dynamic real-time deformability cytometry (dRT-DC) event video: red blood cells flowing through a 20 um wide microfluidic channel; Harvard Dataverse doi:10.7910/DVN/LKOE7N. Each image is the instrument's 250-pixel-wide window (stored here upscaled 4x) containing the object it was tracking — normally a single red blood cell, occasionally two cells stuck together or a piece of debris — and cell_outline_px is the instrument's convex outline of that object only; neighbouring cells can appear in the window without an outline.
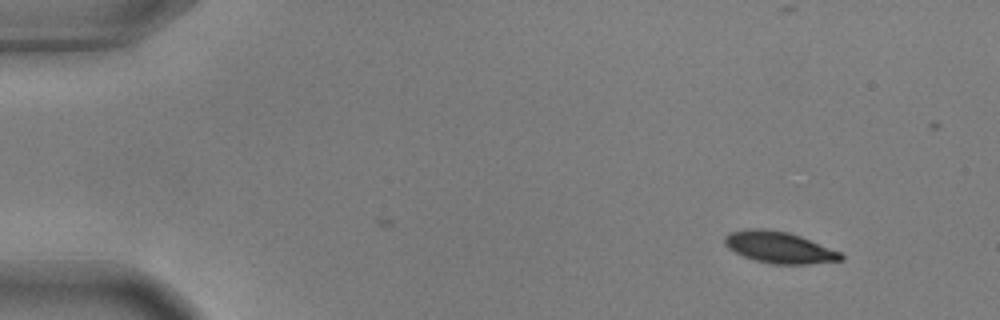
{"species": "common noctule bat (a hibernating species)", "species_latin": "Nyctalus noctula", "temperature_condition": "warm", "stored_images_in_passage": 43, "camera_frame_rate_fps": 3000, "um_per_image_px": 0.085, "animal": {"sex": "male", "body_mass_g": 17.9, "forearm_length_mm": 54.2}, "frame": {"image": 1, "passage_image": 1, "time_ms": 0.0, "image_size_px": [1000, 320], "cell_outline_px": [[844, 260], [808, 264], [772, 264], [756, 260], [744, 256], [728, 248], [724, 244], [724, 236], [728, 232], [744, 228], [764, 228], [788, 232], [800, 236], [840, 252], [844, 256]], "centroid_in_image_um": [66.2, 21.01], "position_along_channel_um": 18.8, "area_um2": 21.39}}
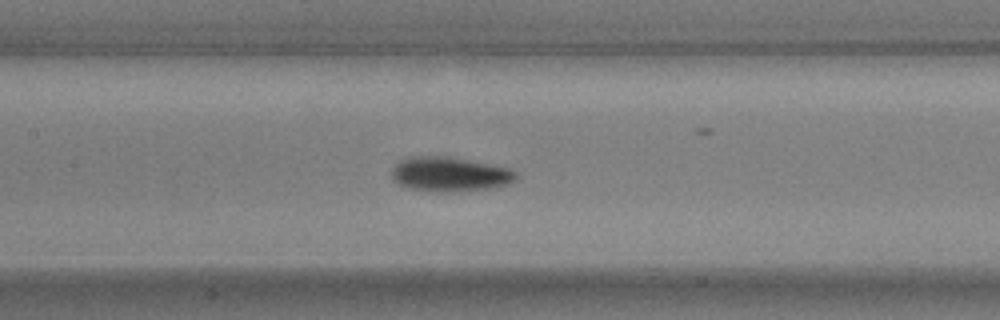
{"frame": {"image": 2, "passage_image": 22, "time_ms": 7.0, "image_size_px": [1000, 320], "cell_outline_px": [[516, 180], [508, 184], [496, 188], [452, 192], [440, 192], [412, 188], [396, 184], [392, 180], [392, 168], [400, 160], [412, 156], [448, 156], [512, 168], [516, 172]], "centroid_in_image_um": [38.25, 14.81], "position_along_channel_um": 169.1, "area_um2": 25.32}}
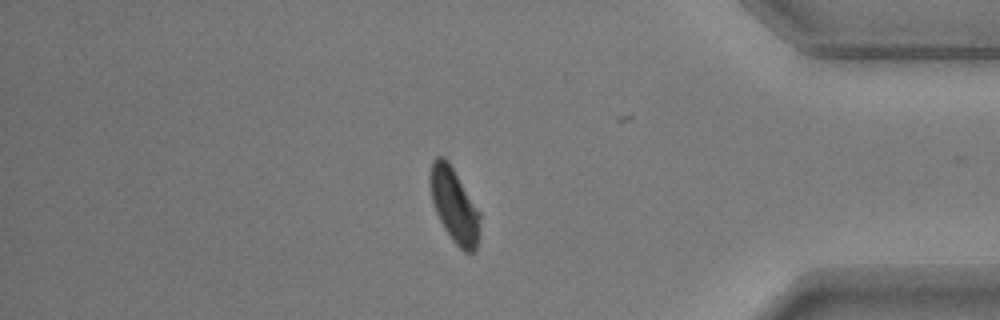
{"frame": {"image": 3, "passage_image": 43, "time_ms": 14.0, "image_size_px": [1000, 320], "cell_outline_px": [[480, 236], [476, 248], [472, 252], [464, 252], [452, 240], [444, 228], [436, 212], [432, 200], [428, 180], [428, 176], [432, 160], [436, 156], [444, 156], [448, 160], [480, 212]], "centroid_in_image_um": [38.6, 17.43], "position_along_channel_um": 396.6, "area_um2": 21.79}, "authors_computed_cell_mechanics": {"area_um2": 23.2356, "velocity_mm_per_s": 3.636, "shape_relaxation_time_tau1_ms": 2.3348, "shape_relaxation_time_tau2_ms": 4.3003, "deformation_change_tau1": 0.1315, "deformation_change_tau2": 0.0767}}